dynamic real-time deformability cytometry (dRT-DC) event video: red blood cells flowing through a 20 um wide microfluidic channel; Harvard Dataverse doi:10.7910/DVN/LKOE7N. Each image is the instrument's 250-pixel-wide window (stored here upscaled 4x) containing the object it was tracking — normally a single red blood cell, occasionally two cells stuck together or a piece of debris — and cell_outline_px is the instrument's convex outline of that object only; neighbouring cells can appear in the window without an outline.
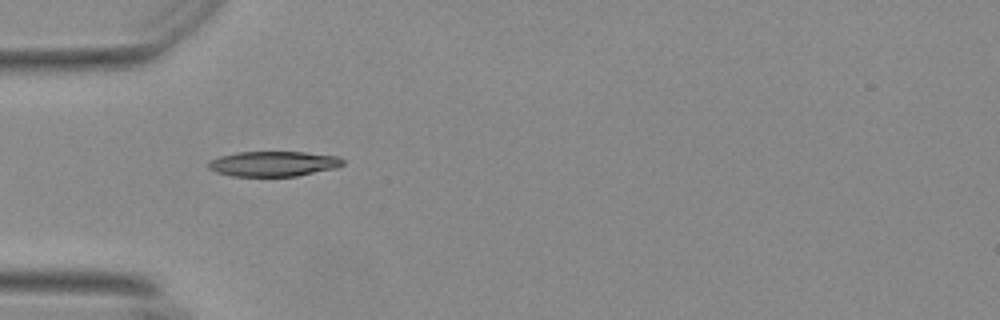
{"species": "Egyptian fruit bat (a non-hibernating species)", "species_latin": "Rousettus aegyptiacus", "temperature_condition": "warm", "stored_images_in_passage": 39, "camera_frame_rate_fps": 3000, "um_per_image_px": 0.085, "animal": {"sex": "female"}, "frame": {"image": 1, "passage_image": 1, "time_ms": 0.0, "image_size_px": [1000, 320], "cell_outline_px": [[344, 164], [336, 168], [296, 176], [232, 176], [216, 172], [208, 168], [208, 160], [220, 156], [236, 152], [304, 152], [340, 156], [344, 160]], "centroid_in_image_um": [23.24, 13.91], "position_along_channel_um": 61.8, "area_um2": 19.83}}
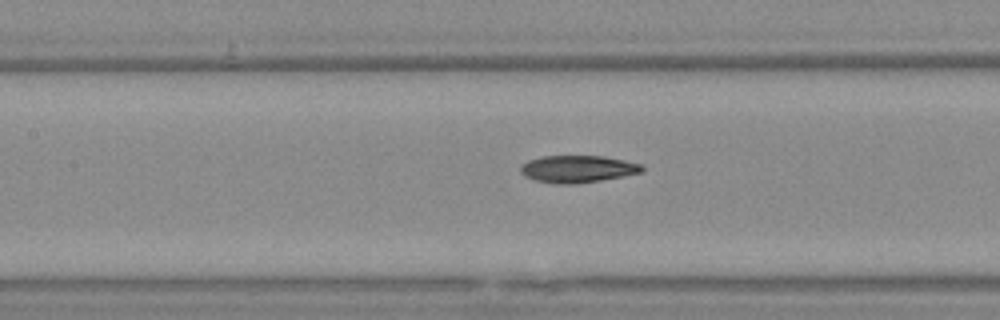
{"frame": {"image": 2, "passage_image": 9, "time_ms": 2.667, "image_size_px": [1000, 320], "cell_outline_px": [[644, 172], [600, 180], [576, 184], [556, 184], [532, 180], [524, 176], [520, 172], [520, 164], [528, 160], [544, 156], [604, 156], [624, 160], [640, 164], [644, 168]], "centroid_in_image_um": [49.05, 14.37], "position_along_channel_um": 158.3, "area_um2": 19.36}}
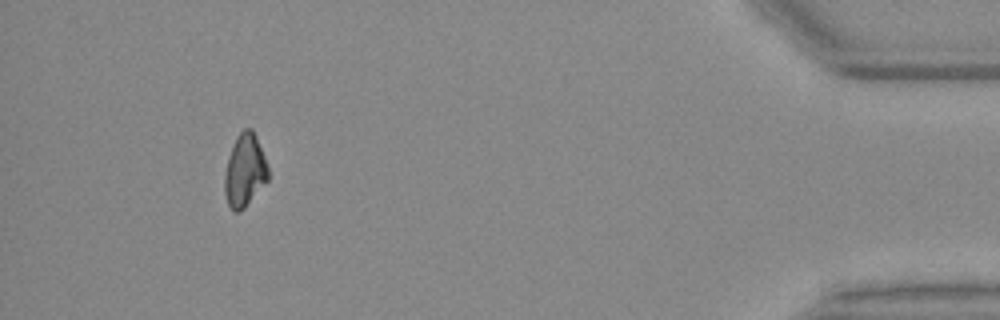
{"frame": {"image": 3, "passage_image": 35, "time_ms": 11.333, "image_size_px": [1000, 320], "cell_outline_px": [[268, 180], [244, 208], [240, 212], [232, 212], [228, 204], [224, 192], [224, 176], [228, 156], [236, 136], [244, 128], [252, 128], [256, 136], [268, 164]], "centroid_in_image_um": [20.79, 14.5], "position_along_channel_um": 414.4, "area_um2": 18.61}, "authors_computed_cell_mechanics": {"area_um2": 19.1896, "velocity_mm_per_s": 3.6965, "shape_relaxation_time_tau1_ms": null, "shape_relaxation_time_tau2_ms": 7.7563, "deformation_change_tau1": null, "deformation_change_tau2": 0.1178}}